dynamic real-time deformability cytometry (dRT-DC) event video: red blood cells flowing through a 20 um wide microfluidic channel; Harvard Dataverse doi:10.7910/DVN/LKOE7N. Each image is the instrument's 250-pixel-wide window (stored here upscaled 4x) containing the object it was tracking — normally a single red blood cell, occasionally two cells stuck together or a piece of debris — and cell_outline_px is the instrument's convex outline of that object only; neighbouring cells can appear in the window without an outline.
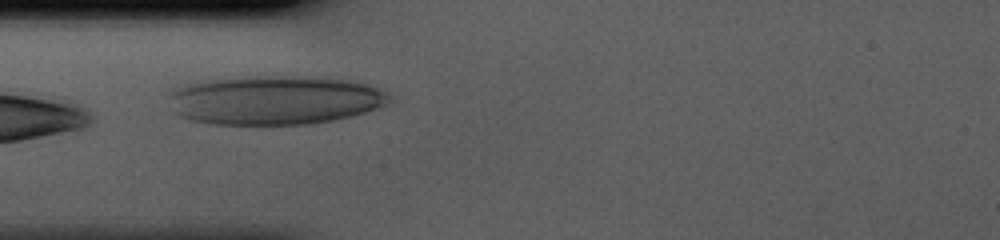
{"species": "human", "species_latin": "Homo sapiens", "temperature_condition": "cold", "stored_images_in_passage": 23, "camera_frame_rate_fps": 3000, "um_per_image_px": 0.085, "donor": {"sex": "male"}, "frame": {"image": 1, "passage_image": 1, "time_ms": 0.0, "image_size_px": [1000, 240], "cell_outline_px": [[392, 100], [388, 104], [352, 116], [312, 124], [208, 124], [192, 120], [180, 116], [172, 112], [168, 92], [172, 88], [196, 80], [276, 72], [348, 80], [368, 84], [388, 92], [392, 96]], "centroid_in_image_um": [23.3, 8.45], "position_along_channel_um": 61.7, "area_um2": 65.37}}